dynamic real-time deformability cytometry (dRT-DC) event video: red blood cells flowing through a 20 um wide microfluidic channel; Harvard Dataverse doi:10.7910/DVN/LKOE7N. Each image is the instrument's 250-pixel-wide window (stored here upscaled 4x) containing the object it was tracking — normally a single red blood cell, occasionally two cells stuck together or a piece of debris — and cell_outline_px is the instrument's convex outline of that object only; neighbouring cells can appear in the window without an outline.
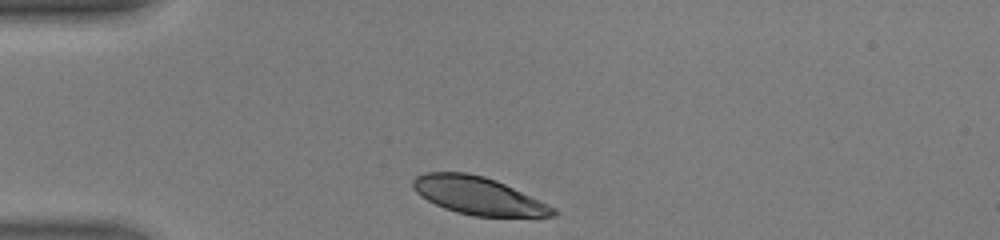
{"species": "human", "species_latin": "Homo sapiens", "temperature_condition": "warm", "stored_images_in_passage": 27, "camera_frame_rate_fps": 3000, "um_per_image_px": 0.085, "donor": {"sex": "male"}, "frame": {"image": 1, "passage_image": 1, "time_ms": 0.0, "image_size_px": [1000, 240], "cell_outline_px": [[560, 212], [556, 216], [472, 216], [456, 212], [444, 208], [420, 196], [412, 188], [412, 180], [416, 176], [424, 172], [468, 172], [484, 176], [496, 180], [548, 204], [556, 208]], "centroid_in_image_um": [40.63, 16.63], "position_along_channel_um": 44.4, "area_um2": 30.81}}
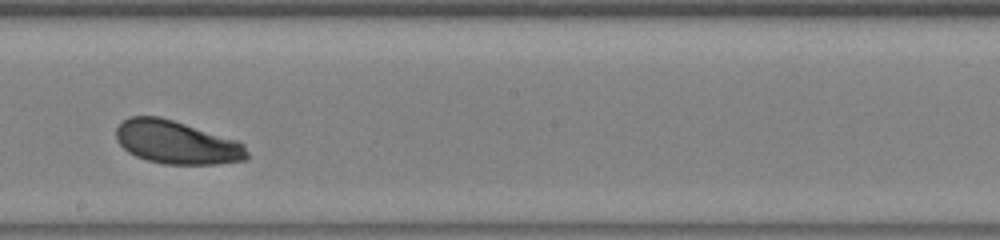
{"frame": {"image": 2, "passage_image": 16, "time_ms": 5.0, "image_size_px": [1000, 240], "cell_outline_px": [[248, 160], [216, 164], [164, 164], [148, 160], [136, 156], [128, 152], [116, 140], [116, 128], [128, 116], [160, 116], [236, 140], [244, 144], [248, 152]], "centroid_in_image_um": [15.01, 12.1], "position_along_channel_um": 233.2, "area_um2": 32.89}}
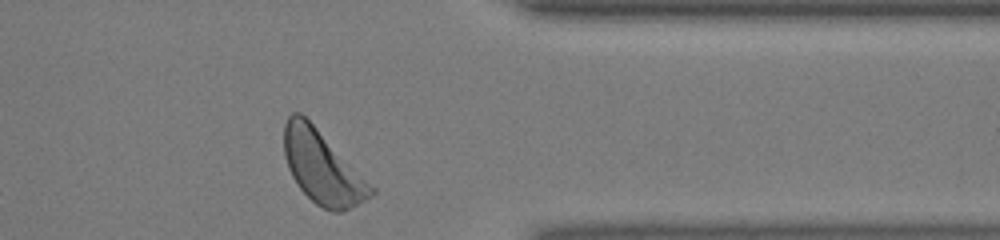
{"frame": {"image": 3, "passage_image": 27, "time_ms": 8.667, "image_size_px": [1000, 240], "cell_outline_px": [[376, 192], [372, 196], [344, 212], [332, 212], [316, 204], [300, 188], [292, 176], [288, 168], [284, 156], [284, 124], [288, 116], [292, 112], [300, 112], [376, 188]], "centroid_in_image_um": [27.4, 14.25], "position_along_channel_um": 384.0, "area_um2": 36.53}, "authors_computed_cell_mechanics": {"area_um2": 33.4084, "velocity_mm_per_s": 4.3683, "shape_relaxation_time_tau1_ms": 0.7846, "shape_relaxation_time_tau2_ms": null, "deformation_change_tau1": 0.0837, "deformation_change_tau2": null}}